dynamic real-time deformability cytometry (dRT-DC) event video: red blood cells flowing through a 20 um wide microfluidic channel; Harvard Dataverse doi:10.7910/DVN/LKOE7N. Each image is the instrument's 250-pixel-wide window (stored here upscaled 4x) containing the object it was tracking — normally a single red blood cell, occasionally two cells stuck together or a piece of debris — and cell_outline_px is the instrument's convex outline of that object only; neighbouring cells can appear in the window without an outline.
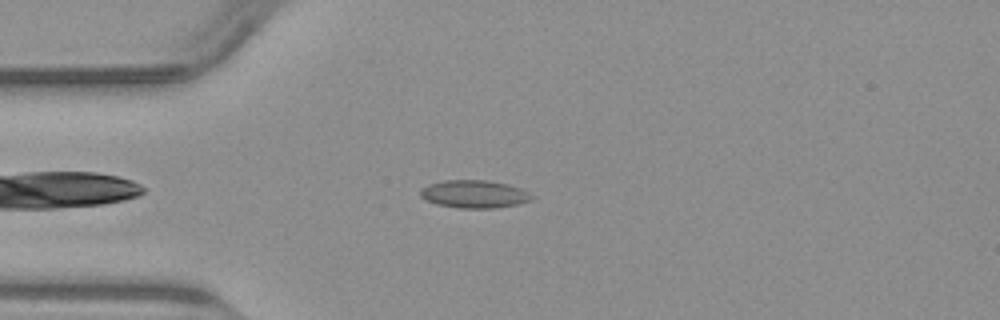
{"species": "common noctule bat (a hibernating species)", "species_latin": "Nyctalus noctula", "temperature_condition": "warm", "stored_images_in_passage": 43, "camera_frame_rate_fps": 3000, "um_per_image_px": 0.085, "animal": {"sex": "male", "body_mass_g": 23.1, "forearm_length_mm": 52.7}, "frame": {"image": 1, "passage_image": 6, "time_ms": 1.667, "image_size_px": [1000, 320], "cell_outline_px": [[536, 196], [532, 200], [516, 204], [496, 208], [460, 208], [436, 204], [420, 196], [420, 188], [428, 184], [444, 180], [488, 180], [508, 184], [520, 188]], "centroid_in_image_um": [40.32, 16.49], "position_along_channel_um": 44.7, "area_um2": 18.15}}
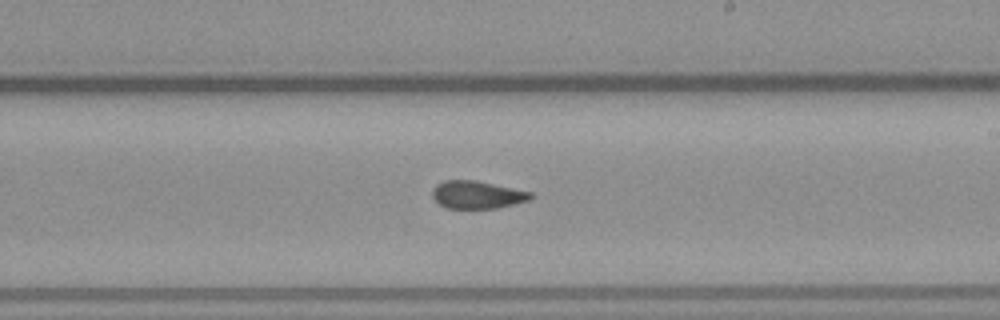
{"frame": {"image": 2, "passage_image": 22, "time_ms": 7.0, "image_size_px": [1000, 320], "cell_outline_px": [[536, 196], [532, 200], [496, 208], [448, 208], [440, 204], [432, 196], [432, 188], [436, 184], [444, 180], [476, 180], [532, 192]], "centroid_in_image_um": [40.6, 16.54], "position_along_channel_um": 248.4, "area_um2": 16.01}}
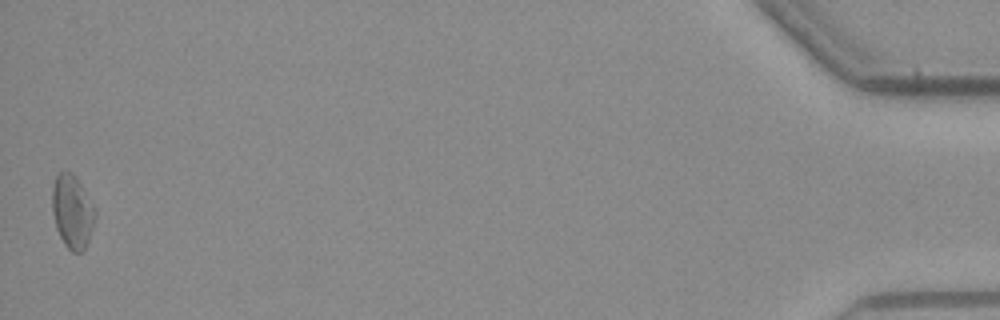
{"frame": {"image": 3, "passage_image": 43, "time_ms": 14.0, "image_size_px": [1000, 320], "cell_outline_px": [[96, 216], [88, 240], [84, 248], [80, 252], [72, 252], [64, 244], [56, 228], [52, 212], [52, 188], [56, 176], [60, 172], [72, 172], [76, 176], [92, 204], [96, 212]], "centroid_in_image_um": [6.13, 17.98], "position_along_channel_um": 429.1, "area_um2": 18.15}}